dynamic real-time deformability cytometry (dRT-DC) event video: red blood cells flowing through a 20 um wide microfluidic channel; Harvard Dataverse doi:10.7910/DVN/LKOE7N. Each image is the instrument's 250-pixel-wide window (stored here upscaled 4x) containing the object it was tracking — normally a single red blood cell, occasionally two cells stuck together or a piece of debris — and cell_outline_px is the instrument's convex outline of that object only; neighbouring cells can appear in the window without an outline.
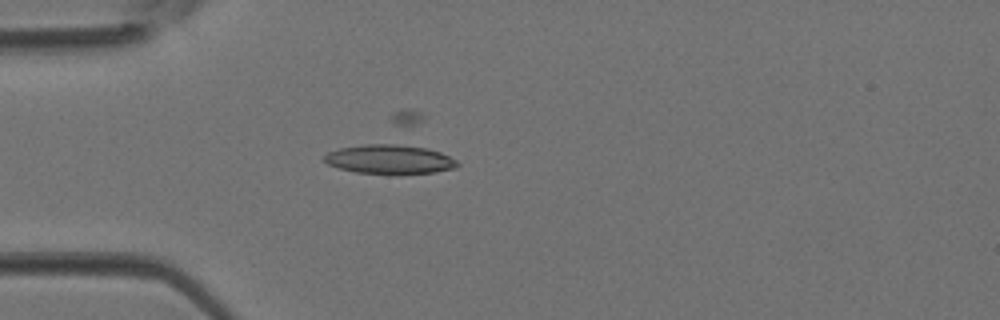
{"species": "Egyptian fruit bat (a non-hibernating species)", "species_latin": "Rousettus aegyptiacus", "temperature_condition": "room temperature", "stored_images_in_passage": 2, "camera_frame_rate_fps": 3000, "um_per_image_px": 0.085, "animal": {"sex": "female"}, "frame": {"image": 1, "passage_image": 2, "time_ms": 0.333, "image_size_px": [1000, 320], "cell_outline_px": [[460, 164], [456, 168], [432, 172], [356, 172], [340, 168], [328, 164], [324, 160], [324, 156], [328, 152], [340, 148], [364, 144], [392, 144], [428, 148], [440, 152], [456, 160]], "centroid_in_image_um": [33.11, 13.51], "position_along_channel_um": 51.9, "area_um2": 21.85}}